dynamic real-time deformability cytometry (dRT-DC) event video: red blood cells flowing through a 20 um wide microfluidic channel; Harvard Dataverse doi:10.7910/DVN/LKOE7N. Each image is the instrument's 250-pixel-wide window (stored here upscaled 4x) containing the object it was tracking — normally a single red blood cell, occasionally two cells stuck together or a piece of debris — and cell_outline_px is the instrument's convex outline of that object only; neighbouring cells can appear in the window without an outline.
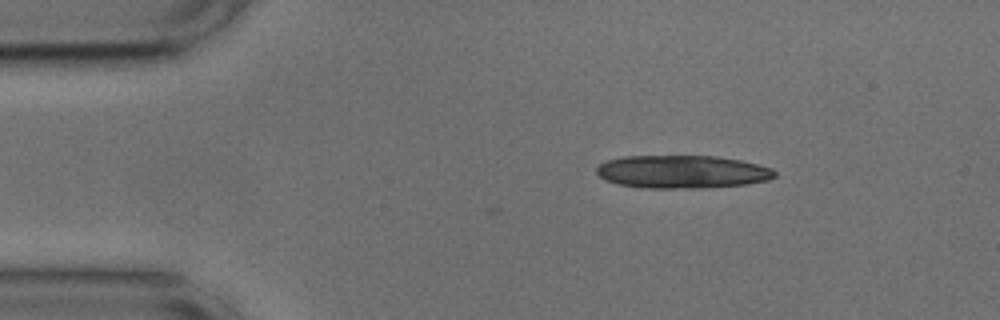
{"species": "common noctule bat (a hibernating species)", "species_latin": "Nyctalus noctula", "temperature_condition": "cold", "stored_images_in_passage": 2, "camera_frame_rate_fps": 3000, "um_per_image_px": 0.085, "animal": {"sex": "male", "body_mass_g": 17.9, "forearm_length_mm": 54.2}, "frame": {"image": 1, "passage_image": 2, "time_ms": 0.333, "image_size_px": [1000, 320], "cell_outline_px": [[776, 176], [768, 180], [748, 184], [700, 188], [644, 188], [620, 184], [604, 180], [596, 172], [596, 168], [600, 164], [608, 160], [624, 156], [716, 156], [740, 160], [772, 168], [776, 172]], "centroid_in_image_um": [57.99, 14.6], "position_along_channel_um": 27.0, "area_um2": 34.28}}